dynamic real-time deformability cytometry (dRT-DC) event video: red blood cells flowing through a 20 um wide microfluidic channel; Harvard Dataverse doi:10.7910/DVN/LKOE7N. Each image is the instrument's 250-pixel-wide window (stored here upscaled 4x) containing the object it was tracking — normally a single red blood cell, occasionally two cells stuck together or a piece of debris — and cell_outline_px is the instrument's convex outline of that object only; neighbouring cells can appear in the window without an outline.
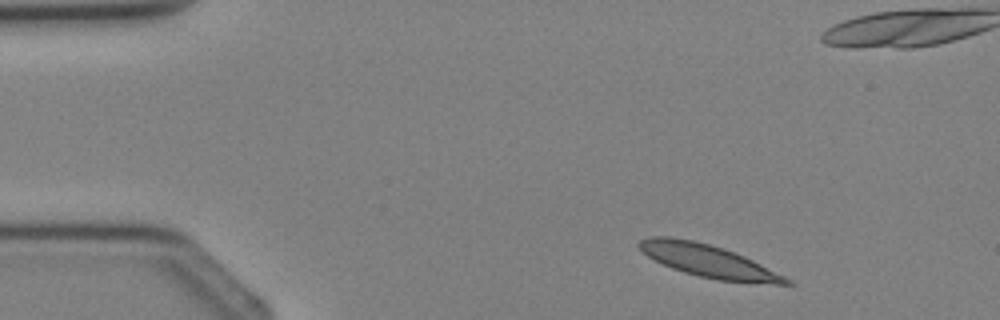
{"species": "Egyptian fruit bat (a non-hibernating species)", "species_latin": "Rousettus aegyptiacus", "temperature_condition": "cold", "stored_images_in_passage": 5, "camera_frame_rate_fps": 3000, "um_per_image_px": 0.085, "animal": {"sex": "female"}, "frame": {"image": 1, "passage_image": 1, "time_ms": 0.0, "image_size_px": [1000, 320], "cell_outline_px": [[796, 284], [776, 284], [716, 280], [684, 272], [672, 268], [648, 256], [636, 244], [640, 240], [652, 236], [668, 236], [692, 240], [724, 248], [744, 256], [792, 280]], "centroid_in_image_um": [60.21, 22.18], "position_along_channel_um": 24.8, "area_um2": 27.51}}
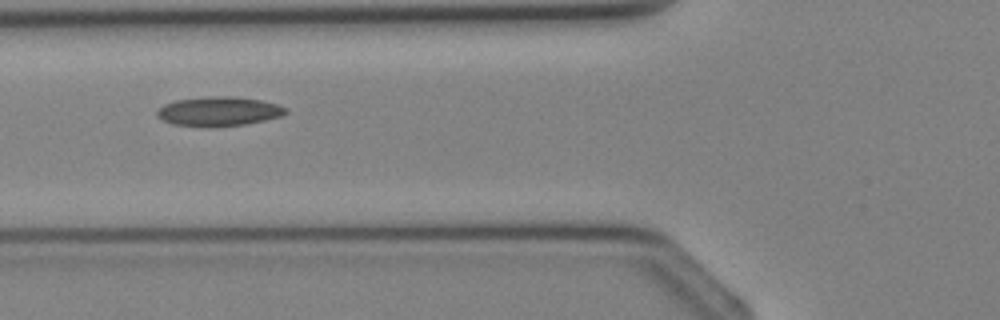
{"frame": {"image": 2, "passage_image": 5, "time_ms": 4.667, "image_size_px": [1000, 320], "cell_outline_px": [[288, 112], [280, 116], [264, 120], [244, 124], [172, 124], [156, 116], [156, 112], [164, 104], [176, 100], [208, 96], [232, 96], [260, 100], [276, 104], [288, 108]], "centroid_in_image_um": [18.62, 9.41], "position_along_channel_um": 107.2, "area_um2": 21.04}}